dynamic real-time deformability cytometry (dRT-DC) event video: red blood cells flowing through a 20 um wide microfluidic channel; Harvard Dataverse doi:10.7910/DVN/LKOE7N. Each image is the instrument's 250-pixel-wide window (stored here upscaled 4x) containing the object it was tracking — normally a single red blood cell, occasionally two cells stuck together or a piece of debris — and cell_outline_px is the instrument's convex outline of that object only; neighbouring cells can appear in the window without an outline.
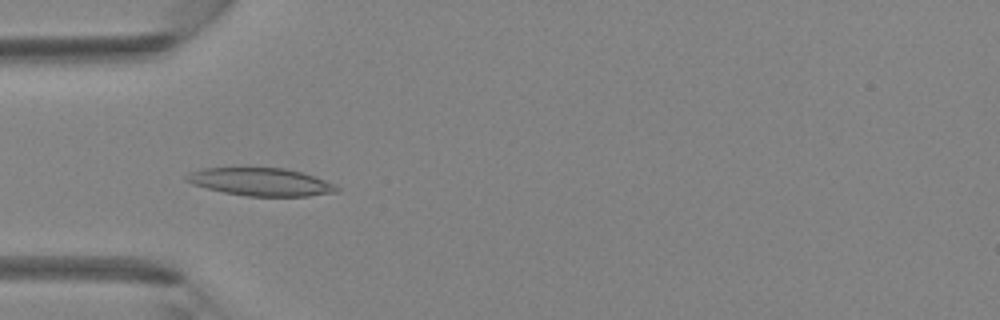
{"species": "Egyptian fruit bat (a non-hibernating species)", "species_latin": "Rousettus aegyptiacus", "temperature_condition": "room temperature", "stored_images_in_passage": 41, "camera_frame_rate_fps": 3000, "um_per_image_px": 0.085, "animal": {"sex": "female"}, "frame": {"image": 1, "passage_image": 11, "time_ms": 3.333, "image_size_px": [1000, 320], "cell_outline_px": [[340, 188], [336, 192], [308, 196], [248, 196], [224, 192], [192, 184], [184, 180], [184, 176], [188, 172], [200, 168], [284, 168], [300, 172], [336, 184]], "centroid_in_image_um": [22.13, 15.46], "position_along_channel_um": 62.9, "area_um2": 24.28}}
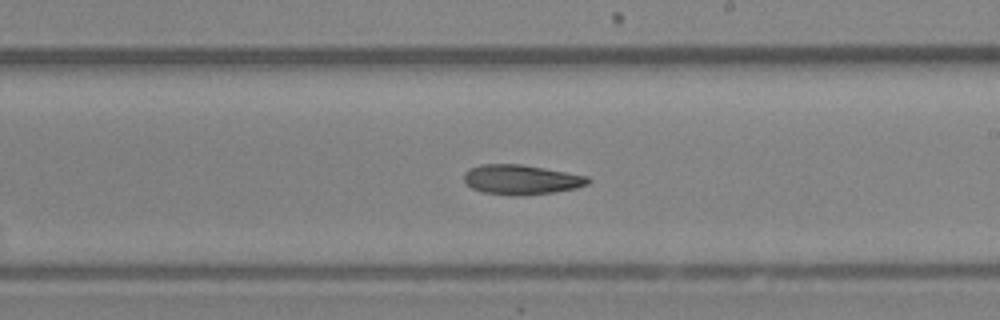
{"frame": {"image": 2, "passage_image": 23, "time_ms": 7.333, "image_size_px": [1000, 320], "cell_outline_px": [[592, 180], [588, 184], [576, 188], [552, 192], [520, 196], [508, 196], [484, 192], [472, 188], [464, 184], [464, 172], [468, 168], [480, 164], [520, 164], [544, 168], [588, 176]], "centroid_in_image_um": [44.27, 15.27], "position_along_channel_um": 244.7, "area_um2": 21.73}}
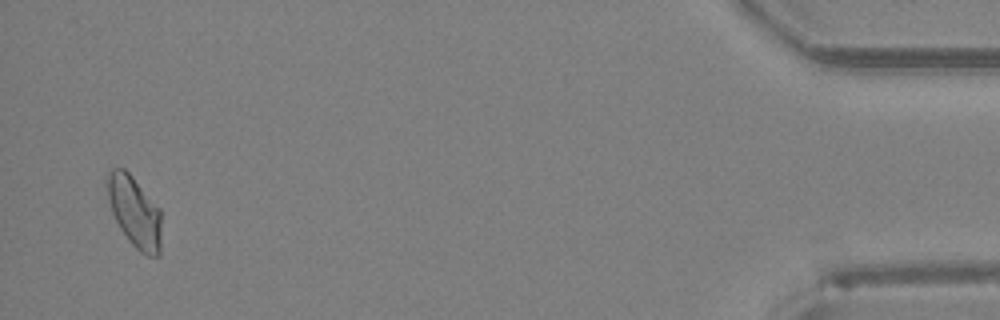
{"frame": {"image": 3, "passage_image": 40, "time_ms": 13.0, "image_size_px": [1000, 320], "cell_outline_px": [[160, 256], [148, 256], [140, 252], [128, 240], [120, 228], [112, 212], [108, 196], [108, 172], [112, 168], [124, 168], [132, 176], [160, 208]], "centroid_in_image_um": [11.45, 18.01], "position_along_channel_um": 423.7, "area_um2": 22.08}}